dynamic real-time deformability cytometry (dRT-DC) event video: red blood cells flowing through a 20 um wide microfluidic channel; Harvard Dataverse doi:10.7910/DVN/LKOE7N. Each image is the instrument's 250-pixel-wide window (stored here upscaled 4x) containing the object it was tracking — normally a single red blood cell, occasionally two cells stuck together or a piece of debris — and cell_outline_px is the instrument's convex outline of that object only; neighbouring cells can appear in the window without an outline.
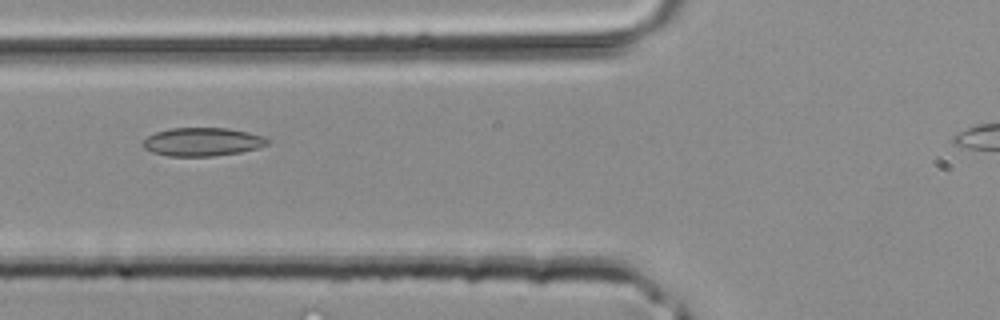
{"species": "common noctule bat (a hibernating species)", "species_latin": "Nyctalus noctula", "temperature_condition": "room temperature", "stored_images_in_passage": 30, "camera_frame_rate_fps": 3000, "um_per_image_px": 0.085, "animal": {"sex": "male", "body_mass_g": 20.4}, "frame": {"image": 1, "passage_image": 9, "time_ms": 2.667, "image_size_px": [1000, 320], "cell_outline_px": [[272, 140], [268, 144], [260, 148], [240, 152], [212, 156], [168, 156], [152, 152], [144, 148], [140, 144], [148, 136], [156, 132], [172, 128], [228, 128], [248, 132], [264, 136]], "centroid_in_image_um": [17.23, 12.06], "position_along_channel_um": 108.6, "area_um2": 20.75}}
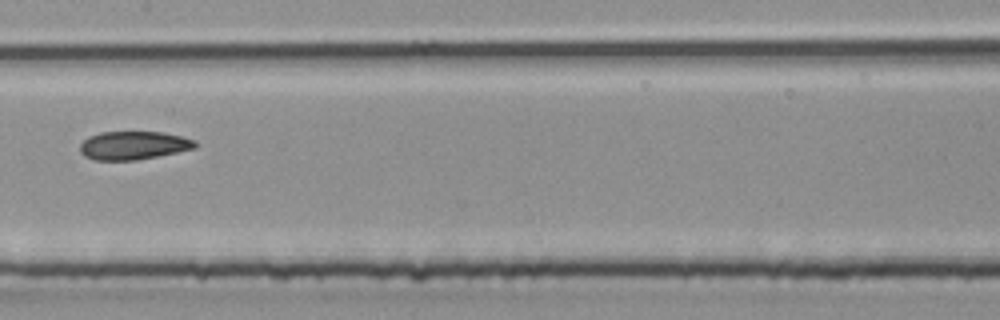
{"frame": {"image": 2, "passage_image": 14, "time_ms": 4.333, "image_size_px": [1000, 320], "cell_outline_px": [[200, 144], [196, 148], [136, 160], [96, 160], [84, 156], [80, 152], [80, 144], [88, 136], [100, 132], [164, 132], [196, 140]], "centroid_in_image_um": [11.36, 12.35], "position_along_channel_um": 196.0, "area_um2": 19.07}}
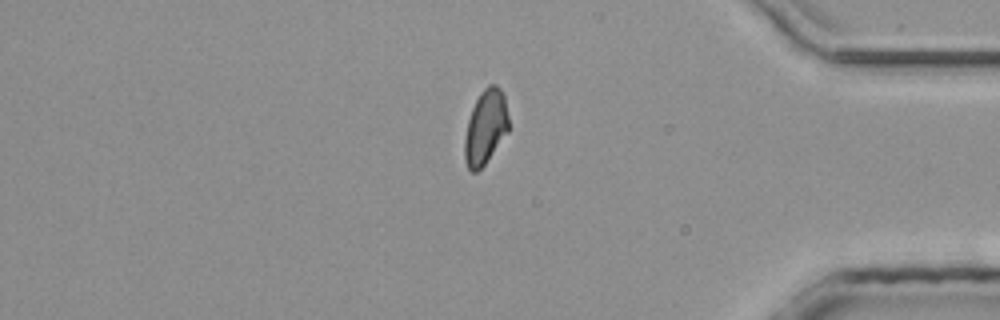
{"frame": {"image": 3, "passage_image": 27, "time_ms": 8.667, "image_size_px": [1000, 320], "cell_outline_px": [[508, 132], [484, 164], [476, 172], [472, 172], [468, 168], [464, 160], [464, 140], [468, 120], [472, 108], [480, 92], [488, 84], [496, 84], [500, 88], [504, 96], [508, 116]], "centroid_in_image_um": [41.26, 10.79], "position_along_channel_um": 393.9, "area_um2": 19.02}}